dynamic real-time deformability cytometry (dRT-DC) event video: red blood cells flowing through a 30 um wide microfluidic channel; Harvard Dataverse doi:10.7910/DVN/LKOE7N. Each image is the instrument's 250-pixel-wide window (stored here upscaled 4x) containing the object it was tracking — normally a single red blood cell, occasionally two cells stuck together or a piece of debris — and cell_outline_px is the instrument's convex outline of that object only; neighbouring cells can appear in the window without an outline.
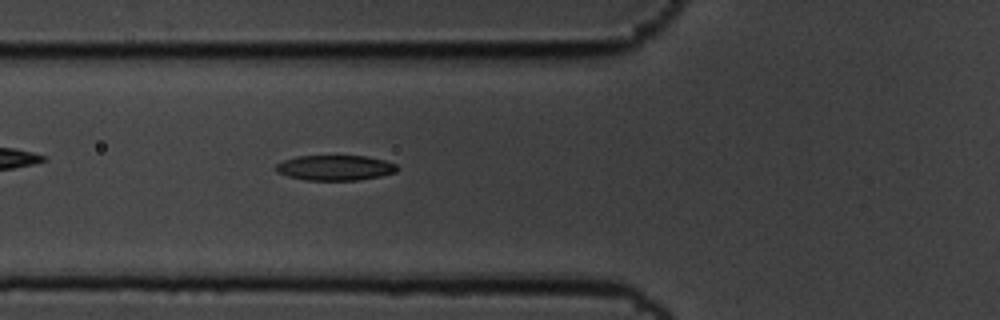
{"species": "common noctule bat (a hibernating species)", "species_latin": "Nyctalus noctula", "temperature_condition": "cold", "stored_images_in_passage": 5, "camera_frame_rate_fps": 3000, "um_per_image_px": 0.085, "animal": {"sex": "male", "body_mass_g": 19.5, "forearm_length_mm": 54.6}, "frame": {"image": 1, "passage_image": 5, "time_ms": 1.333, "image_size_px": [1000, 320], "cell_outline_px": [[400, 168], [396, 172], [380, 176], [360, 180], [304, 180], [288, 176], [276, 172], [276, 164], [284, 160], [296, 156], [368, 156], [384, 160], [396, 164]], "centroid_in_image_um": [28.5, 14.26], "position_along_channel_um": 97.3, "area_um2": 17.92}}